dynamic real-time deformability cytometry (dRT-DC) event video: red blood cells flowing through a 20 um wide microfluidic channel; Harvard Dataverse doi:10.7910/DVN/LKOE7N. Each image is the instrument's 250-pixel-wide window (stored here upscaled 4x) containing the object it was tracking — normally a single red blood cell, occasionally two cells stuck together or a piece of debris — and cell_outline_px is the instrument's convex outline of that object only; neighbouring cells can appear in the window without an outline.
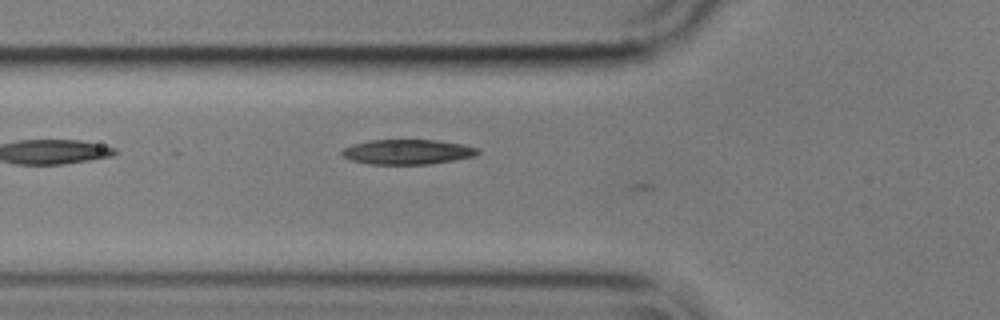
{"species": "common noctule bat (a hibernating species)", "species_latin": "Nyctalus noctula", "temperature_condition": "cold", "stored_images_in_passage": 6, "camera_frame_rate_fps": 3000, "um_per_image_px": 0.085, "animal": {"sex": "male", "body_mass_g": 17.9}, "frame": {"image": 1, "passage_image": 2, "time_ms": 0.333, "image_size_px": [1000, 320], "cell_outline_px": [[480, 152], [476, 156], [428, 164], [368, 164], [352, 160], [340, 156], [340, 152], [344, 148], [352, 144], [368, 140], [436, 140], [464, 144], [480, 148]], "centroid_in_image_um": [34.63, 12.9], "position_along_channel_um": 91.2, "area_um2": 19.88}}